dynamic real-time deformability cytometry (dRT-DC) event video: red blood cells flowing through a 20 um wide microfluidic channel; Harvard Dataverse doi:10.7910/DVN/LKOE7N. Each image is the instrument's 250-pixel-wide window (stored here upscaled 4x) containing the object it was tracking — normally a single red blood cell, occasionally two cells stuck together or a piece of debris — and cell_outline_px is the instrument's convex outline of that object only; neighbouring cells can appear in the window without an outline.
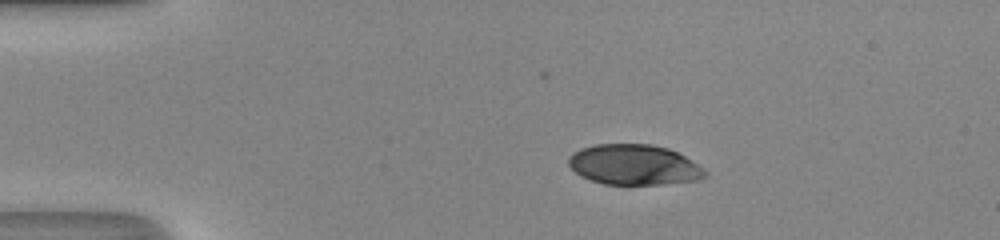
{"species": "human", "species_latin": "Homo sapiens", "temperature_condition": "room temperature", "stored_images_in_passage": 40, "camera_frame_rate_fps": 3000, "um_per_image_px": 0.085, "donor": {"sex": "male"}, "frame": {"image": 1, "passage_image": 1, "time_ms": 0.0, "image_size_px": [1000, 240], "cell_outline_px": [[708, 176], [700, 180], [660, 184], [604, 184], [580, 176], [568, 164], [568, 156], [572, 152], [580, 148], [596, 144], [652, 144], [668, 148], [692, 160], [708, 172]], "centroid_in_image_um": [53.9, 14.0], "position_along_channel_um": 31.1, "area_um2": 32.25}}
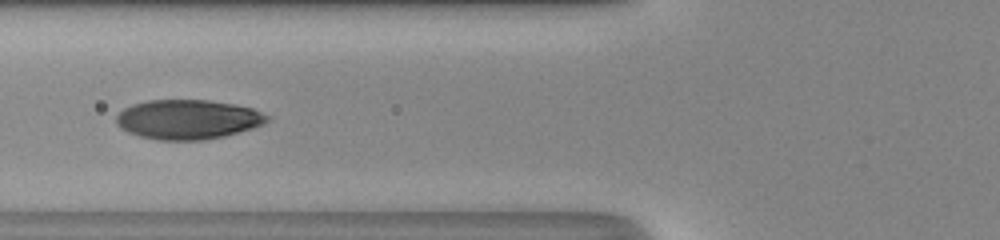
{"frame": {"image": 2, "passage_image": 11, "time_ms": 3.333, "image_size_px": [1000, 240], "cell_outline_px": [[268, 120], [264, 124], [252, 128], [224, 136], [204, 140], [156, 140], [140, 136], [128, 132], [120, 128], [116, 124], [116, 116], [124, 108], [132, 104], [148, 100], [208, 100], [232, 104], [252, 108], [268, 116]], "centroid_in_image_um": [15.93, 10.15], "position_along_channel_um": 109.9, "area_um2": 34.68}}
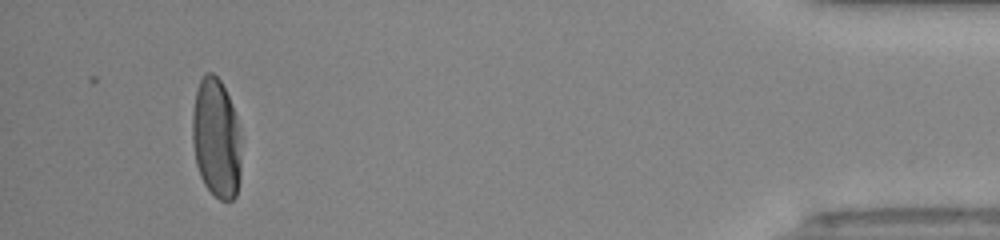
{"frame": {"image": 3, "passage_image": 37, "time_ms": 12.0, "image_size_px": [1000, 240], "cell_outline_px": [[240, 180], [236, 196], [232, 200], [220, 200], [204, 184], [200, 176], [196, 164], [192, 140], [192, 112], [196, 88], [204, 72], [212, 72], [220, 80], [232, 104], [236, 116], [240, 160]], "centroid_in_image_um": [18.35, 11.74], "position_along_channel_um": 416.9, "area_um2": 33.99}, "authors_computed_cell_mechanics": {"area_um2": 34.9401, "velocity_mm_per_s": 4.3162, "shape_relaxation_time_tau1_ms": 3.2607, "shape_relaxation_time_tau2_ms": null, "deformation_change_tau1": 0.1963, "deformation_change_tau2": null}}